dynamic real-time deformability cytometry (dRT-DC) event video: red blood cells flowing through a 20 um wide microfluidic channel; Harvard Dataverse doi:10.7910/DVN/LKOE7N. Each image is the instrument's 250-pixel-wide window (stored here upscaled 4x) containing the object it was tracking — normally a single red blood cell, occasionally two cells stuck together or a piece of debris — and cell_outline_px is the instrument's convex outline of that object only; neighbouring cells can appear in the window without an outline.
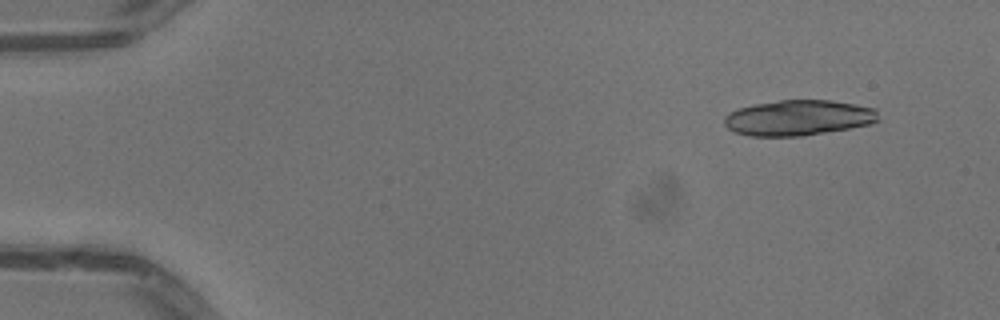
{"species": "common noctule bat (a hibernating species)", "species_latin": "Nyctalus noctula", "temperature_condition": "warm", "stored_images_in_passage": 15, "camera_frame_rate_fps": 3000, "um_per_image_px": 0.085, "animal": {"sex": "male", "body_mass_g": 13.3}, "frame": {"image": 1, "passage_image": 1, "time_ms": 0.0, "image_size_px": [1000, 320], "cell_outline_px": [[880, 120], [868, 124], [848, 128], [804, 136], [752, 136], [732, 132], [724, 124], [724, 116], [728, 112], [740, 108], [756, 104], [780, 100], [832, 100], [856, 104], [876, 108]], "centroid_in_image_um": [67.85, 10.01], "position_along_channel_um": 17.1, "area_um2": 31.96}}